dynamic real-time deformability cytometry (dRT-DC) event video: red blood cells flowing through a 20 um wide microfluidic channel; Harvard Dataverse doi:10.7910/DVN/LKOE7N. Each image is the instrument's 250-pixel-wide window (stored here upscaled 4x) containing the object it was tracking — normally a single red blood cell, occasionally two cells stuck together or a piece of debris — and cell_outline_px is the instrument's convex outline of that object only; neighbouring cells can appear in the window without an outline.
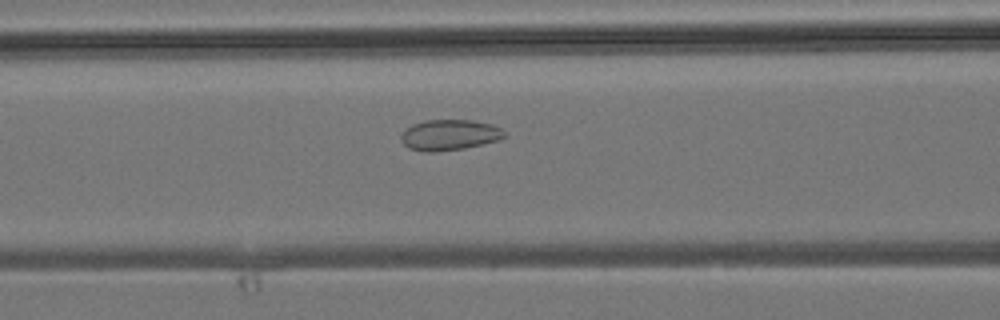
{"species": "common noctule bat (a hibernating species)", "species_latin": "Nyctalus noctula", "temperature_condition": "room temperature", "stored_images_in_passage": 6, "camera_frame_rate_fps": 3000, "um_per_image_px": 0.085, "animal": {"sex": "male", "body_mass_g": 19.2, "forearm_length_mm": 51.8}, "frame": {"image": 1, "passage_image": 6, "time_ms": 5.667, "image_size_px": [1000, 320], "cell_outline_px": [[508, 136], [500, 140], [464, 148], [436, 152], [428, 152], [408, 148], [400, 140], [400, 136], [412, 124], [424, 120], [472, 120], [492, 124], [508, 132]], "centroid_in_image_um": [38.25, 11.47], "position_along_channel_um": 128.3, "area_um2": 18.67}}